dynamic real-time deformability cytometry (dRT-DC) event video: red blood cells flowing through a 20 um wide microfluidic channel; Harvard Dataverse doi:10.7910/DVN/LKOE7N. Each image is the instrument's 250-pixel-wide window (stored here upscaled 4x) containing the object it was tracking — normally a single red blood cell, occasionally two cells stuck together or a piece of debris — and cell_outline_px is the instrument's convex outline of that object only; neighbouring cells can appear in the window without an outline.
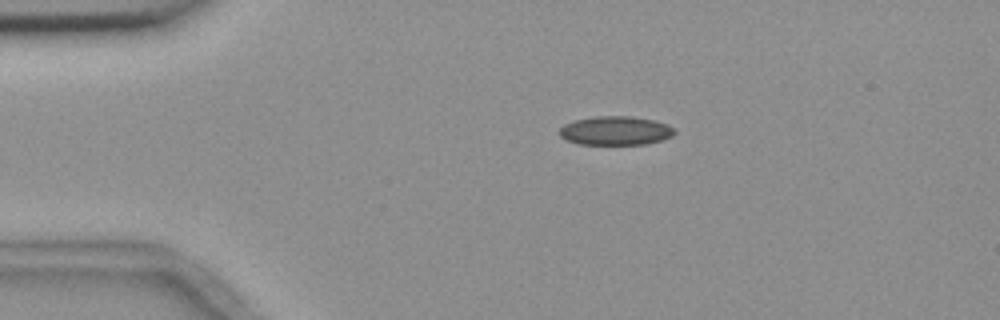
{"species": "common noctule bat (a hibernating species)", "species_latin": "Nyctalus noctula", "temperature_condition": "room temperature", "stored_images_in_passage": 2, "camera_frame_rate_fps": 3000, "um_per_image_px": 0.085, "animal": {"sex": "female", "body_mass_g": 18.4}, "frame": {"image": 1, "passage_image": 1, "time_ms": 0.0, "image_size_px": [1000, 320], "cell_outline_px": [[676, 132], [672, 136], [664, 140], [644, 144], [576, 144], [564, 140], [560, 136], [560, 128], [564, 124], [572, 120], [596, 116], [632, 116], [656, 120], [668, 124]], "centroid_in_image_um": [52.31, 11.1], "position_along_channel_um": 32.7, "area_um2": 19.65}}